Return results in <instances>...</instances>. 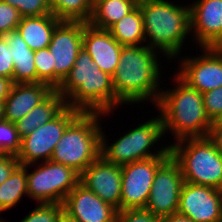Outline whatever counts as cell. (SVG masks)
<instances>
[{"label": "cell", "mask_w": 222, "mask_h": 222, "mask_svg": "<svg viewBox=\"0 0 222 222\" xmlns=\"http://www.w3.org/2000/svg\"><path fill=\"white\" fill-rule=\"evenodd\" d=\"M56 91L66 100L68 107L81 112L106 116L124 105L114 92L112 76L101 71L84 48L79 51L75 65Z\"/></svg>", "instance_id": "6da1fadb"}, {"label": "cell", "mask_w": 222, "mask_h": 222, "mask_svg": "<svg viewBox=\"0 0 222 222\" xmlns=\"http://www.w3.org/2000/svg\"><path fill=\"white\" fill-rule=\"evenodd\" d=\"M158 53L146 44L122 47L118 67L112 76V86L125 105L146 101L154 105L157 103L163 82L160 80L162 67Z\"/></svg>", "instance_id": "7a4b0ae2"}, {"label": "cell", "mask_w": 222, "mask_h": 222, "mask_svg": "<svg viewBox=\"0 0 222 222\" xmlns=\"http://www.w3.org/2000/svg\"><path fill=\"white\" fill-rule=\"evenodd\" d=\"M173 80L176 86L162 89L155 104L164 134L172 132L175 141L208 136L213 123L206 114L203 93L189 86L175 73Z\"/></svg>", "instance_id": "3957f363"}, {"label": "cell", "mask_w": 222, "mask_h": 222, "mask_svg": "<svg viewBox=\"0 0 222 222\" xmlns=\"http://www.w3.org/2000/svg\"><path fill=\"white\" fill-rule=\"evenodd\" d=\"M168 0H139L146 45L174 60L190 36V7ZM188 35V36H187ZM160 50V51H159Z\"/></svg>", "instance_id": "277c9868"}, {"label": "cell", "mask_w": 222, "mask_h": 222, "mask_svg": "<svg viewBox=\"0 0 222 222\" xmlns=\"http://www.w3.org/2000/svg\"><path fill=\"white\" fill-rule=\"evenodd\" d=\"M103 113L81 112L56 144L51 161L72 167L81 174L100 156Z\"/></svg>", "instance_id": "5b68a950"}, {"label": "cell", "mask_w": 222, "mask_h": 222, "mask_svg": "<svg viewBox=\"0 0 222 222\" xmlns=\"http://www.w3.org/2000/svg\"><path fill=\"white\" fill-rule=\"evenodd\" d=\"M170 151L184 182L222 190V155L208 136L176 141Z\"/></svg>", "instance_id": "8992f818"}, {"label": "cell", "mask_w": 222, "mask_h": 222, "mask_svg": "<svg viewBox=\"0 0 222 222\" xmlns=\"http://www.w3.org/2000/svg\"><path fill=\"white\" fill-rule=\"evenodd\" d=\"M106 134L101 131L100 155L108 162L123 166L138 160L158 156H171L170 145L156 149L151 152L153 146L165 135L163 125L158 114L155 118H150L144 123H140L136 128L130 129L127 133L117 138L110 146ZM151 149V150H150Z\"/></svg>", "instance_id": "52a82bcc"}, {"label": "cell", "mask_w": 222, "mask_h": 222, "mask_svg": "<svg viewBox=\"0 0 222 222\" xmlns=\"http://www.w3.org/2000/svg\"><path fill=\"white\" fill-rule=\"evenodd\" d=\"M34 165L36 168L31 173L27 172L28 196L38 203L63 204L66 196L79 183L80 174L72 167L51 160L28 166Z\"/></svg>", "instance_id": "ba28073f"}, {"label": "cell", "mask_w": 222, "mask_h": 222, "mask_svg": "<svg viewBox=\"0 0 222 222\" xmlns=\"http://www.w3.org/2000/svg\"><path fill=\"white\" fill-rule=\"evenodd\" d=\"M80 113L81 111L67 106L53 120L38 126L30 134L21 138L20 152L16 156L20 165L38 163L40 159L42 162L51 160L56 144L64 131Z\"/></svg>", "instance_id": "9c48e42d"}, {"label": "cell", "mask_w": 222, "mask_h": 222, "mask_svg": "<svg viewBox=\"0 0 222 222\" xmlns=\"http://www.w3.org/2000/svg\"><path fill=\"white\" fill-rule=\"evenodd\" d=\"M169 157L158 156L121 166L120 211L145 209L157 169Z\"/></svg>", "instance_id": "30bf717a"}, {"label": "cell", "mask_w": 222, "mask_h": 222, "mask_svg": "<svg viewBox=\"0 0 222 222\" xmlns=\"http://www.w3.org/2000/svg\"><path fill=\"white\" fill-rule=\"evenodd\" d=\"M184 178L172 155L157 169L145 210L163 217L177 212Z\"/></svg>", "instance_id": "8fae6325"}, {"label": "cell", "mask_w": 222, "mask_h": 222, "mask_svg": "<svg viewBox=\"0 0 222 222\" xmlns=\"http://www.w3.org/2000/svg\"><path fill=\"white\" fill-rule=\"evenodd\" d=\"M84 22L61 21L52 34L48 46L52 53V66H54V90L65 79L83 46Z\"/></svg>", "instance_id": "7c38bea8"}, {"label": "cell", "mask_w": 222, "mask_h": 222, "mask_svg": "<svg viewBox=\"0 0 222 222\" xmlns=\"http://www.w3.org/2000/svg\"><path fill=\"white\" fill-rule=\"evenodd\" d=\"M200 52L197 57L180 59L176 74L189 86L205 93L222 86V47H203Z\"/></svg>", "instance_id": "4fadbf2b"}, {"label": "cell", "mask_w": 222, "mask_h": 222, "mask_svg": "<svg viewBox=\"0 0 222 222\" xmlns=\"http://www.w3.org/2000/svg\"><path fill=\"white\" fill-rule=\"evenodd\" d=\"M177 212L194 222H222V190L184 182Z\"/></svg>", "instance_id": "5bb4252c"}, {"label": "cell", "mask_w": 222, "mask_h": 222, "mask_svg": "<svg viewBox=\"0 0 222 222\" xmlns=\"http://www.w3.org/2000/svg\"><path fill=\"white\" fill-rule=\"evenodd\" d=\"M190 7V34L203 47H222V0H195Z\"/></svg>", "instance_id": "9a60e30c"}, {"label": "cell", "mask_w": 222, "mask_h": 222, "mask_svg": "<svg viewBox=\"0 0 222 222\" xmlns=\"http://www.w3.org/2000/svg\"><path fill=\"white\" fill-rule=\"evenodd\" d=\"M121 176V166L106 161L100 155L80 174L79 182L120 211Z\"/></svg>", "instance_id": "2e32d148"}, {"label": "cell", "mask_w": 222, "mask_h": 222, "mask_svg": "<svg viewBox=\"0 0 222 222\" xmlns=\"http://www.w3.org/2000/svg\"><path fill=\"white\" fill-rule=\"evenodd\" d=\"M63 207L79 222H115L117 209L80 182L66 196Z\"/></svg>", "instance_id": "e0dca14e"}, {"label": "cell", "mask_w": 222, "mask_h": 222, "mask_svg": "<svg viewBox=\"0 0 222 222\" xmlns=\"http://www.w3.org/2000/svg\"><path fill=\"white\" fill-rule=\"evenodd\" d=\"M122 47L108 30L99 29L84 22L82 48L101 71L110 76L115 74Z\"/></svg>", "instance_id": "ac0fdd59"}, {"label": "cell", "mask_w": 222, "mask_h": 222, "mask_svg": "<svg viewBox=\"0 0 222 222\" xmlns=\"http://www.w3.org/2000/svg\"><path fill=\"white\" fill-rule=\"evenodd\" d=\"M54 89L42 82L14 83L3 103V119L16 123L43 102Z\"/></svg>", "instance_id": "d6986e66"}, {"label": "cell", "mask_w": 222, "mask_h": 222, "mask_svg": "<svg viewBox=\"0 0 222 222\" xmlns=\"http://www.w3.org/2000/svg\"><path fill=\"white\" fill-rule=\"evenodd\" d=\"M2 36L6 39L13 56V83H37L34 51L28 47L18 30Z\"/></svg>", "instance_id": "ffe728a7"}, {"label": "cell", "mask_w": 222, "mask_h": 222, "mask_svg": "<svg viewBox=\"0 0 222 222\" xmlns=\"http://www.w3.org/2000/svg\"><path fill=\"white\" fill-rule=\"evenodd\" d=\"M61 22L52 13L43 16L22 17L17 30L33 50L47 48L51 42L55 27Z\"/></svg>", "instance_id": "44dd1931"}, {"label": "cell", "mask_w": 222, "mask_h": 222, "mask_svg": "<svg viewBox=\"0 0 222 222\" xmlns=\"http://www.w3.org/2000/svg\"><path fill=\"white\" fill-rule=\"evenodd\" d=\"M66 100L54 90L43 102L15 123L20 138L30 134L38 126L50 122L65 108Z\"/></svg>", "instance_id": "7402d4cb"}, {"label": "cell", "mask_w": 222, "mask_h": 222, "mask_svg": "<svg viewBox=\"0 0 222 222\" xmlns=\"http://www.w3.org/2000/svg\"><path fill=\"white\" fill-rule=\"evenodd\" d=\"M139 0H96L89 24L108 30L138 6Z\"/></svg>", "instance_id": "603a6c76"}, {"label": "cell", "mask_w": 222, "mask_h": 222, "mask_svg": "<svg viewBox=\"0 0 222 222\" xmlns=\"http://www.w3.org/2000/svg\"><path fill=\"white\" fill-rule=\"evenodd\" d=\"M108 31L122 46L143 45L146 40L139 6L113 24Z\"/></svg>", "instance_id": "cb8c5ba5"}, {"label": "cell", "mask_w": 222, "mask_h": 222, "mask_svg": "<svg viewBox=\"0 0 222 222\" xmlns=\"http://www.w3.org/2000/svg\"><path fill=\"white\" fill-rule=\"evenodd\" d=\"M28 165H19L9 178L0 185V213L10 210L20 202L23 196L28 197L27 171ZM1 215V214H0ZM5 220L1 219L0 222Z\"/></svg>", "instance_id": "d4e9b609"}, {"label": "cell", "mask_w": 222, "mask_h": 222, "mask_svg": "<svg viewBox=\"0 0 222 222\" xmlns=\"http://www.w3.org/2000/svg\"><path fill=\"white\" fill-rule=\"evenodd\" d=\"M52 14L61 21L88 23L93 10L92 0H50Z\"/></svg>", "instance_id": "484cf974"}, {"label": "cell", "mask_w": 222, "mask_h": 222, "mask_svg": "<svg viewBox=\"0 0 222 222\" xmlns=\"http://www.w3.org/2000/svg\"><path fill=\"white\" fill-rule=\"evenodd\" d=\"M21 148V138L16 130L15 123L5 119L0 120V154L17 156Z\"/></svg>", "instance_id": "4316f807"}, {"label": "cell", "mask_w": 222, "mask_h": 222, "mask_svg": "<svg viewBox=\"0 0 222 222\" xmlns=\"http://www.w3.org/2000/svg\"><path fill=\"white\" fill-rule=\"evenodd\" d=\"M34 61L37 83H45L54 89V66H52V53L48 47L34 51Z\"/></svg>", "instance_id": "83f0119b"}, {"label": "cell", "mask_w": 222, "mask_h": 222, "mask_svg": "<svg viewBox=\"0 0 222 222\" xmlns=\"http://www.w3.org/2000/svg\"><path fill=\"white\" fill-rule=\"evenodd\" d=\"M19 11L21 17L43 16L51 14L50 0H0Z\"/></svg>", "instance_id": "f1b7e54d"}, {"label": "cell", "mask_w": 222, "mask_h": 222, "mask_svg": "<svg viewBox=\"0 0 222 222\" xmlns=\"http://www.w3.org/2000/svg\"><path fill=\"white\" fill-rule=\"evenodd\" d=\"M63 209L61 203H39L20 222H57Z\"/></svg>", "instance_id": "f546056e"}, {"label": "cell", "mask_w": 222, "mask_h": 222, "mask_svg": "<svg viewBox=\"0 0 222 222\" xmlns=\"http://www.w3.org/2000/svg\"><path fill=\"white\" fill-rule=\"evenodd\" d=\"M203 103L212 123L222 120V86L203 93Z\"/></svg>", "instance_id": "4dcf8cb0"}, {"label": "cell", "mask_w": 222, "mask_h": 222, "mask_svg": "<svg viewBox=\"0 0 222 222\" xmlns=\"http://www.w3.org/2000/svg\"><path fill=\"white\" fill-rule=\"evenodd\" d=\"M19 11L10 4L0 1V35L17 30L21 21Z\"/></svg>", "instance_id": "1f68e13d"}, {"label": "cell", "mask_w": 222, "mask_h": 222, "mask_svg": "<svg viewBox=\"0 0 222 222\" xmlns=\"http://www.w3.org/2000/svg\"><path fill=\"white\" fill-rule=\"evenodd\" d=\"M115 222H160V217L145 209H126L117 211Z\"/></svg>", "instance_id": "d6a6232c"}, {"label": "cell", "mask_w": 222, "mask_h": 222, "mask_svg": "<svg viewBox=\"0 0 222 222\" xmlns=\"http://www.w3.org/2000/svg\"><path fill=\"white\" fill-rule=\"evenodd\" d=\"M12 57L6 39L0 35V76L10 78L13 81L14 63Z\"/></svg>", "instance_id": "836d02e7"}, {"label": "cell", "mask_w": 222, "mask_h": 222, "mask_svg": "<svg viewBox=\"0 0 222 222\" xmlns=\"http://www.w3.org/2000/svg\"><path fill=\"white\" fill-rule=\"evenodd\" d=\"M20 165L17 157L11 154H0V185L10 177Z\"/></svg>", "instance_id": "e575fe53"}, {"label": "cell", "mask_w": 222, "mask_h": 222, "mask_svg": "<svg viewBox=\"0 0 222 222\" xmlns=\"http://www.w3.org/2000/svg\"><path fill=\"white\" fill-rule=\"evenodd\" d=\"M208 137L214 142L217 151L222 155V120L212 124Z\"/></svg>", "instance_id": "d590c367"}, {"label": "cell", "mask_w": 222, "mask_h": 222, "mask_svg": "<svg viewBox=\"0 0 222 222\" xmlns=\"http://www.w3.org/2000/svg\"><path fill=\"white\" fill-rule=\"evenodd\" d=\"M13 84L12 79L0 76V103L3 104L5 102V99L9 96Z\"/></svg>", "instance_id": "8d00e7d4"}, {"label": "cell", "mask_w": 222, "mask_h": 222, "mask_svg": "<svg viewBox=\"0 0 222 222\" xmlns=\"http://www.w3.org/2000/svg\"><path fill=\"white\" fill-rule=\"evenodd\" d=\"M160 222H194V221L183 214L175 212L171 215L160 217Z\"/></svg>", "instance_id": "74e56055"}, {"label": "cell", "mask_w": 222, "mask_h": 222, "mask_svg": "<svg viewBox=\"0 0 222 222\" xmlns=\"http://www.w3.org/2000/svg\"><path fill=\"white\" fill-rule=\"evenodd\" d=\"M57 222H79V221L63 209L60 212Z\"/></svg>", "instance_id": "f35d334b"}, {"label": "cell", "mask_w": 222, "mask_h": 222, "mask_svg": "<svg viewBox=\"0 0 222 222\" xmlns=\"http://www.w3.org/2000/svg\"><path fill=\"white\" fill-rule=\"evenodd\" d=\"M3 119V104L0 103V120Z\"/></svg>", "instance_id": "ab89813d"}]
</instances>
